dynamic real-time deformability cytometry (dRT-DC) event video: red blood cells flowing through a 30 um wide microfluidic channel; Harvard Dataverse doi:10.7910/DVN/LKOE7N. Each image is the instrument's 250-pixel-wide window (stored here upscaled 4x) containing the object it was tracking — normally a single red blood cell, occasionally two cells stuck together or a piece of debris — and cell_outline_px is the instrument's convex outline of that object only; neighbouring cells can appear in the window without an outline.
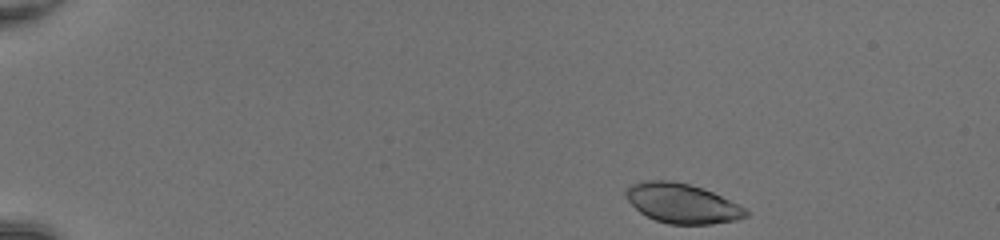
{"species": "common noctule bat (a hibernating species)", "species_latin": "Nyctalus noctula", "temperature_condition": "room temperature", "stored_images_in_passage": 43, "camera_frame_rate_fps": 3000, "um_per_image_px": 0.085, "animal": {"sex": "female", "body_mass_g": 20.0, "forearm_length_mm": 54.0}, "frame": {"image": 1, "passage_image": 1, "time_ms": 0.0, "image_size_px": [1000, 240], "cell_outline_px": [[748, 216], [736, 220], [712, 224], [668, 224], [656, 220], [640, 212], [628, 200], [624, 192], [632, 184], [644, 180], [672, 180], [688, 184], [712, 192], [744, 208], [748, 212]], "centroid_in_image_um": [57.96, 17.29], "position_along_channel_um": 27.0, "area_um2": 27.34}}
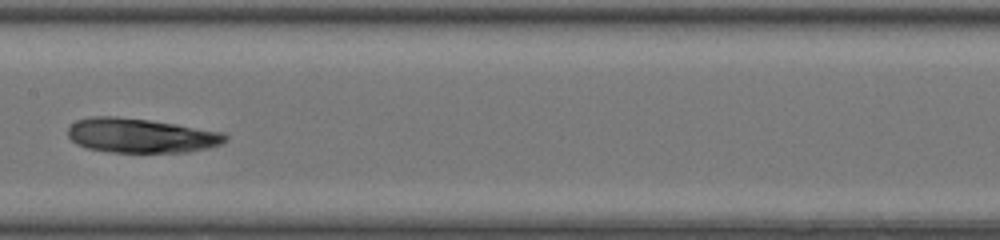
{"frame": {"image": 2, "passage_image": 21, "time_ms": 6.667, "image_size_px": [1000, 240], "cell_outline_px": [[228, 140], [220, 144], [208, 148], [188, 152], [112, 152], [88, 148], [76, 144], [68, 136], [68, 128], [76, 120], [92, 116], [116, 116], [148, 120], [176, 124], [224, 132], [228, 136]], "centroid_in_image_um": [11.99, 11.52], "position_along_channel_um": 195.4, "area_um2": 31.62}}
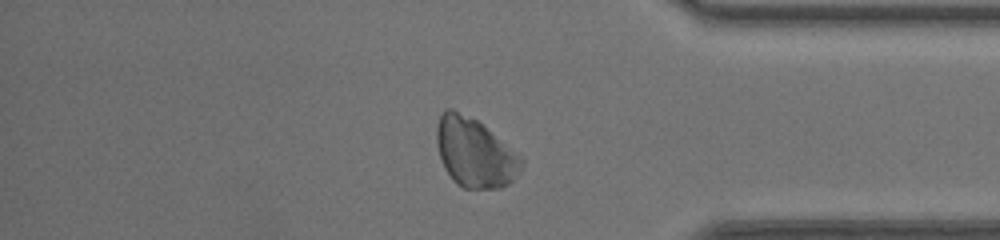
{"frame": {"image": 3, "passage_image": 36, "time_ms": 11.667, "image_size_px": [1000, 240], "cell_outline_px": [[524, 160], [520, 168], [512, 180], [508, 184], [500, 188], [464, 188], [456, 184], [452, 180], [444, 168], [436, 144], [436, 124], [444, 108], [452, 108], [476, 120]], "centroid_in_image_um": [40.28, 12.99], "position_along_channel_um": 394.9, "area_um2": 33.52}}